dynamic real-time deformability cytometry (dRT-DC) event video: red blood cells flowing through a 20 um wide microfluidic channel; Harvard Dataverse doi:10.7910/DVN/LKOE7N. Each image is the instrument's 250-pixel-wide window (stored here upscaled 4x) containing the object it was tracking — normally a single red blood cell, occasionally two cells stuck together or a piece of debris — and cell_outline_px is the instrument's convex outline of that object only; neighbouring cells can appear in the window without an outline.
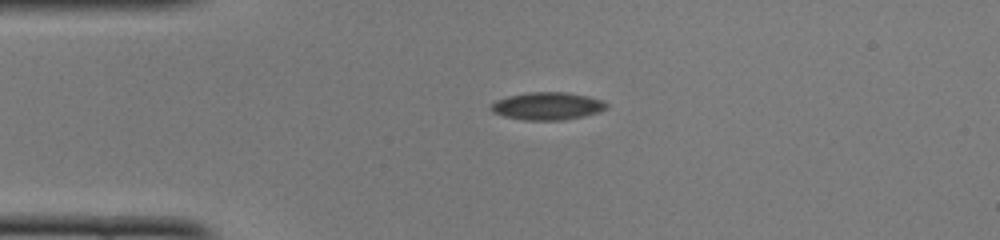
{"species": "common noctule bat (a hibernating species)", "species_latin": "Nyctalus noctula", "temperature_condition": "cold", "stored_images_in_passage": 42, "camera_frame_rate_fps": 3000, "um_per_image_px": 0.085, "animal": {"sex": "female", "body_mass_g": 22.0, "forearm_length_mm": 56.7}, "frame": {"image": 1, "passage_image": 1, "time_ms": 0.0, "image_size_px": [1000, 240], "cell_outline_px": [[608, 104], [600, 112], [560, 120], [524, 120], [504, 116], [492, 112], [488, 108], [496, 100], [508, 96], [528, 92], [564, 92], [588, 96], [604, 100]], "centroid_in_image_um": [46.49, 9.0], "position_along_channel_um": 38.5, "area_um2": 18.5}}
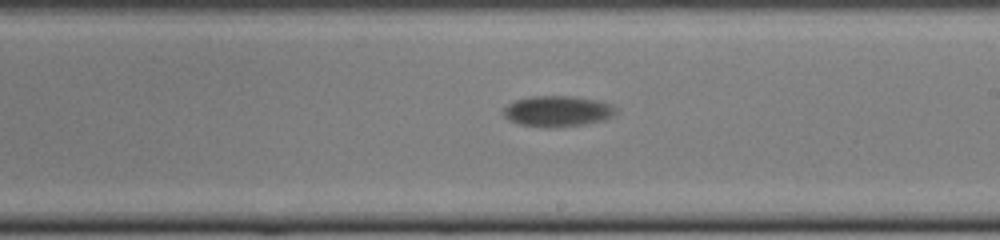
{"frame": {"image": 2, "passage_image": 19, "time_ms": 6.0, "image_size_px": [1000, 240], "cell_outline_px": [[616, 112], [612, 116], [604, 120], [584, 124], [520, 124], [504, 116], [504, 108], [508, 104], [516, 100], [532, 96], [572, 96], [596, 100], [608, 104], [616, 108]], "centroid_in_image_um": [47.42, 9.39], "position_along_channel_um": 241.6, "area_um2": 18.96}}
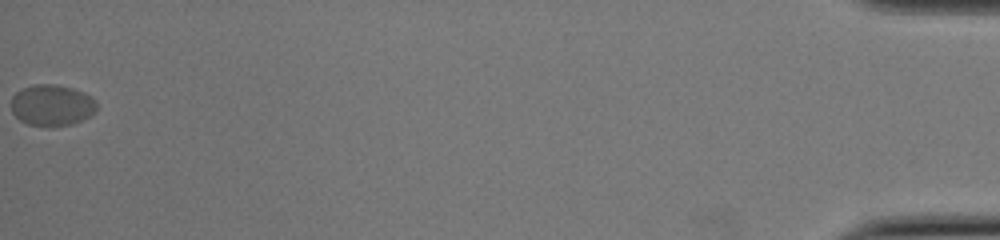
{"frame": {"image": 3, "passage_image": 42, "time_ms": 13.667, "image_size_px": [1000, 240], "cell_outline_px": [[96, 108], [88, 116], [72, 124], [28, 124], [20, 120], [12, 112], [12, 96], [16, 92], [24, 88], [36, 84], [56, 84], [72, 88], [84, 92], [92, 96], [96, 100]], "centroid_in_image_um": [4.41, 8.9], "position_along_channel_um": 430.8, "area_um2": 20.0}, "authors_computed_cell_mechanics": {"area_um2": 19.5075, "velocity_mm_per_s": 3.8214, "shape_relaxation_time_tau1_ms": 4.4542, "shape_relaxation_time_tau2_ms": null, "deformation_change_tau1": 0.0449, "deformation_change_tau2": null}}